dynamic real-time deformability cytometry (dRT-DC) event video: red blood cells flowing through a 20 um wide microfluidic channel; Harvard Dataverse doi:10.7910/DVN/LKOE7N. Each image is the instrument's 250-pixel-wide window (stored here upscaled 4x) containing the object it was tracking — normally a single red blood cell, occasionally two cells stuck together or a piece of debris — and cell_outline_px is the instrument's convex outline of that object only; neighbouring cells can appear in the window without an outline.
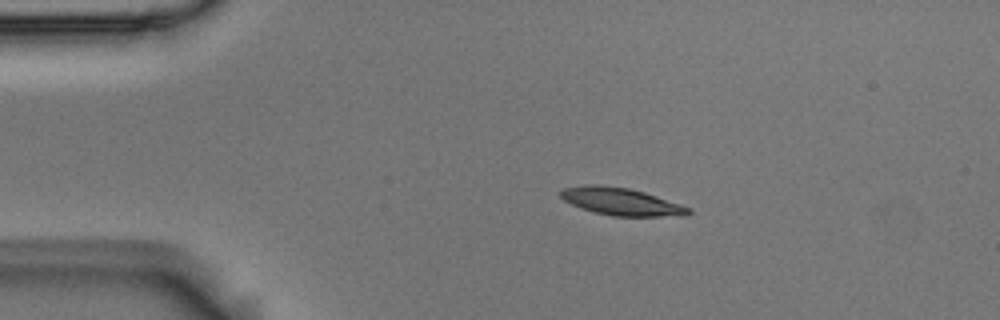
{"species": "Egyptian fruit bat (a non-hibernating species)", "species_latin": "Rousettus aegyptiacus", "temperature_condition": "room temperature", "stored_images_in_passage": 6, "camera_frame_rate_fps": 3000, "um_per_image_px": 0.085, "animal": {"sex": "male"}, "frame": {"image": 1, "passage_image": 4, "time_ms": 1.0, "image_size_px": [1000, 320], "cell_outline_px": [[692, 212], [688, 216], [612, 216], [580, 208], [564, 200], [560, 196], [560, 192], [564, 188], [584, 184], [600, 184], [628, 188], [644, 192], [692, 208]], "centroid_in_image_um": [52.82, 17.13], "position_along_channel_um": 32.2, "area_um2": 20.52}}
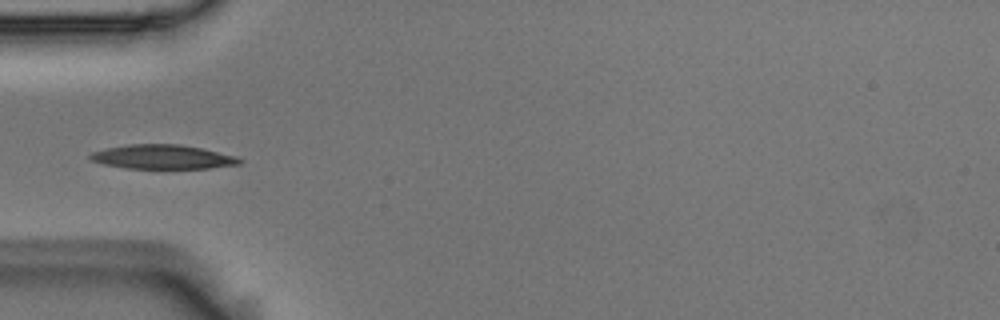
{"frame": {"image": 2, "passage_image": 6, "time_ms": 1.667, "image_size_px": [1000, 320], "cell_outline_px": [[244, 160], [240, 164], [208, 168], [124, 168], [104, 164], [88, 160], [88, 156], [92, 152], [104, 148], [128, 144], [180, 144], [200, 148], [236, 156]], "centroid_in_image_um": [13.77, 13.33], "position_along_channel_um": 71.2, "area_um2": 21.1}}